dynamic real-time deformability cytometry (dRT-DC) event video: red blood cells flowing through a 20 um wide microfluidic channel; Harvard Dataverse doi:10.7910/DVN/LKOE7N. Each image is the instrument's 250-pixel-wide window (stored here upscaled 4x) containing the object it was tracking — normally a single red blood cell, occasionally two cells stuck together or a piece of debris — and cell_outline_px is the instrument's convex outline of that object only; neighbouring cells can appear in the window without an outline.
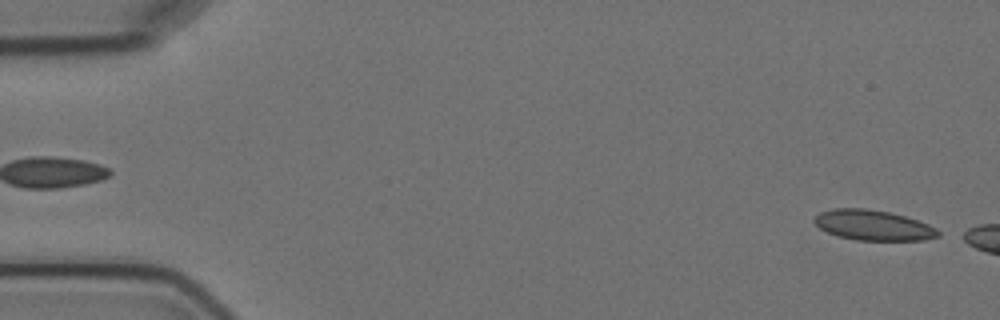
{"species": "Egyptian fruit bat (a non-hibernating species)", "species_latin": "Rousettus aegyptiacus", "temperature_condition": "cold", "stored_images_in_passage": 3, "segment_of_instrument_passage": [2, 2], "camera_frame_rate_fps": 3000, "um_per_image_px": 0.085, "animal": {"sex": "female"}, "frame": {"image": 1, "passage_image": 3, "time_ms": 2.333, "image_size_px": [1000, 320], "cell_outline_px": [[940, 236], [924, 240], [856, 240], [840, 236], [828, 232], [820, 228], [812, 220], [820, 212], [832, 208], [864, 208], [888, 212], [904, 216], [928, 224], [936, 228], [940, 232]], "centroid_in_image_um": [74.22, 19.14], "position_along_channel_um": 10.8, "area_um2": 21.68}}